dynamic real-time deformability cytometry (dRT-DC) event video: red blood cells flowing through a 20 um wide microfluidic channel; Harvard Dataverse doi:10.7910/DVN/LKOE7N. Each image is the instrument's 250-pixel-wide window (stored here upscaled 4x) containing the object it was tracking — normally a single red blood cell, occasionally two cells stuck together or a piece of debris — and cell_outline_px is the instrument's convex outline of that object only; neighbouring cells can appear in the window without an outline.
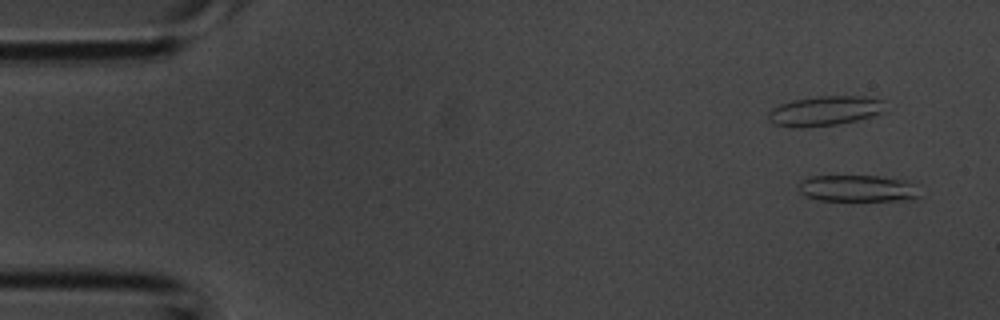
{"species": "common noctule bat (a hibernating species)", "species_latin": "Nyctalus noctula", "temperature_condition": "room temperature", "stored_images_in_passage": 4, "camera_frame_rate_fps": 3000, "um_per_image_px": 0.085, "animal": {"sex": "male", "body_mass_g": 20.1, "forearm_length_mm": 53.5}, "frame": {"image": 1, "passage_image": 1, "time_ms": 0.0, "image_size_px": [1000, 320], "cell_outline_px": [[920, 196], [916, 200], [820, 200], [804, 196], [800, 192], [800, 180], [808, 176], [880, 176], [904, 180], [912, 184]], "centroid_in_image_um": [72.87, 16.01], "position_along_channel_um": 12.1, "area_um2": 18.73}}